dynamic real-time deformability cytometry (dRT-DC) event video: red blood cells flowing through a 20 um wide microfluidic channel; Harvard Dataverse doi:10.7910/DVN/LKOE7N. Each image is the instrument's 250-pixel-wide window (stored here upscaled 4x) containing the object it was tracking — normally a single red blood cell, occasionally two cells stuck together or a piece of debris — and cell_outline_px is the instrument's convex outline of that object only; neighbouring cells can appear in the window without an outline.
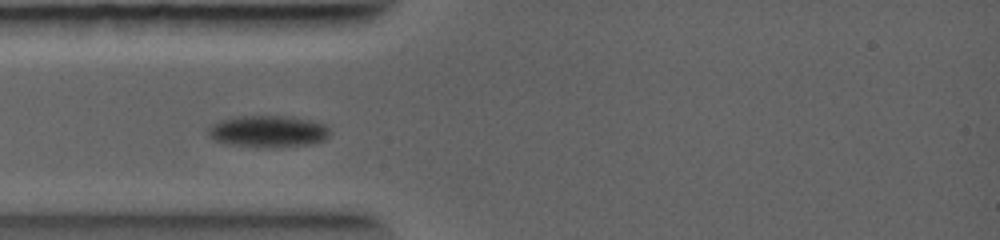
{"species": "common noctule bat (a hibernating species)", "species_latin": "Nyctalus noctula", "temperature_condition": "warm", "stored_images_in_passage": 3, "camera_frame_rate_fps": 5000, "um_per_image_px": 0.085, "animal": {"sex": "female", "body_mass_g": 19.0, "forearm_length_mm": 56.7}, "frame": {"image": 1, "passage_image": 1, "time_ms": 0.0, "image_size_px": [1000, 240], "cell_outline_px": [[332, 132], [324, 140], [308, 144], [232, 144], [216, 140], [208, 136], [208, 128], [212, 124], [220, 120], [236, 116], [292, 116], [312, 120], [324, 124]], "centroid_in_image_um": [22.81, 11.09], "position_along_channel_um": 62.2, "area_um2": 21.44}}
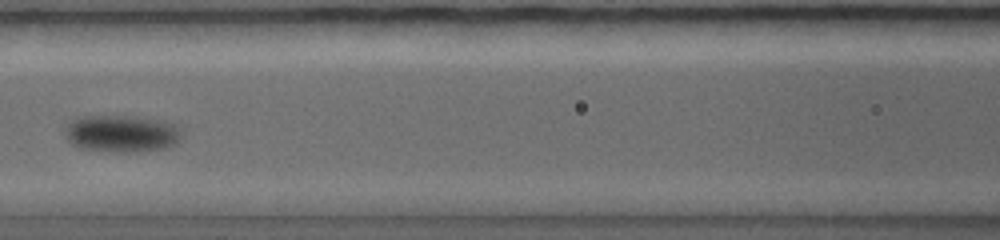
{"frame": {"image": 2, "passage_image": 3, "time_ms": 1.6, "image_size_px": [1000, 240], "cell_outline_px": [[184, 136], [176, 144], [164, 148], [140, 152], [116, 152], [80, 148], [72, 144], [64, 136], [68, 120], [76, 116], [136, 116], [164, 120], [176, 124], [180, 128]], "centroid_in_image_um": [10.36, 11.34], "position_along_channel_um": 156.2, "area_um2": 25.95}}